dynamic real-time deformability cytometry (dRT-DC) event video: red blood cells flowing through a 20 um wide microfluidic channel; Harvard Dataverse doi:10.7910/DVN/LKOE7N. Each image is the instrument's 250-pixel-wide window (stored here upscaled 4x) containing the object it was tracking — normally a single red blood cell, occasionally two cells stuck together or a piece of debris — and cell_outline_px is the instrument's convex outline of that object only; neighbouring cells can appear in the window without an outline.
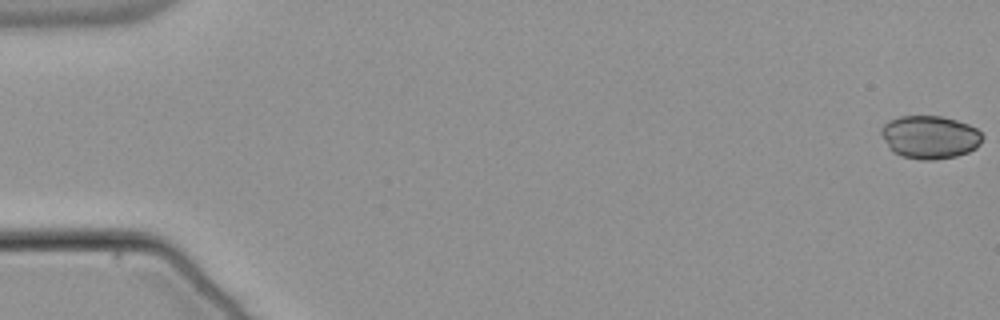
{"species": "common noctule bat (a hibernating species)", "species_latin": "Nyctalus noctula", "temperature_condition": "warm", "stored_images_in_passage": 56, "segment_of_instrument_passage": [1, 2], "camera_frame_rate_fps": 3000, "um_per_image_px": 0.085, "animal": {"sex": "male", "body_mass_g": 21.5, "forearm_length_mm": 52.0}, "frame": {"image": 1, "passage_image": 1, "time_ms": 0.0, "image_size_px": [1000, 320], "cell_outline_px": [[984, 136], [980, 144], [976, 148], [968, 152], [956, 156], [932, 160], [920, 160], [900, 156], [892, 152], [880, 132], [880, 128], [888, 120], [900, 116], [940, 116], [956, 120], [968, 124], [976, 128]], "centroid_in_image_um": [79.03, 11.66], "position_along_channel_um": 6.0, "area_um2": 25.55}}
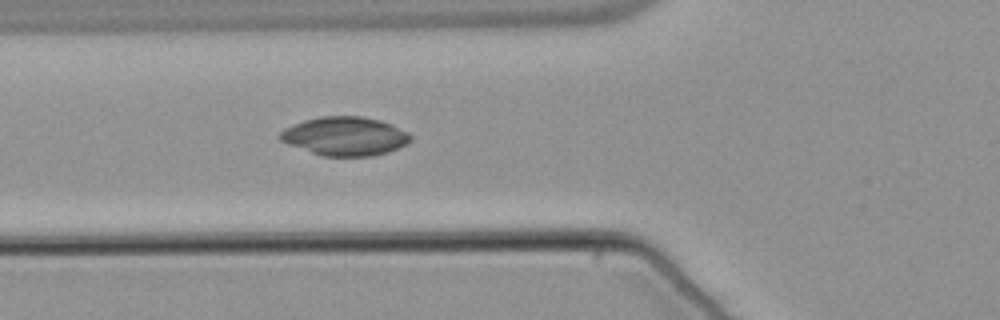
{"frame": {"image": 2, "passage_image": 21, "time_ms": 6.667, "image_size_px": [1000, 320], "cell_outline_px": [[412, 140], [408, 144], [388, 152], [372, 156], [324, 156], [288, 144], [280, 140], [276, 136], [284, 128], [292, 124], [304, 120], [320, 116], [360, 116], [380, 120], [392, 124], [408, 132], [412, 136]], "centroid_in_image_um": [29.33, 11.57], "position_along_channel_um": 96.5, "area_um2": 29.65}}
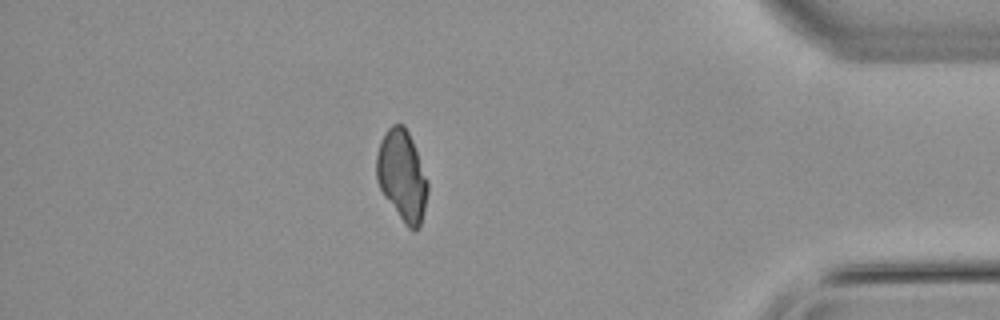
{"frame": {"image": 3, "passage_image": 48, "time_ms": 15.667, "image_size_px": [1000, 320], "cell_outline_px": [[428, 192], [424, 212], [420, 228], [416, 232], [412, 232], [404, 224], [384, 196], [376, 180], [376, 156], [380, 140], [384, 132], [392, 124], [404, 124], [412, 140], [428, 180]], "centroid_in_image_um": [34.17, 14.96], "position_along_channel_um": 401.0, "area_um2": 27.46}}